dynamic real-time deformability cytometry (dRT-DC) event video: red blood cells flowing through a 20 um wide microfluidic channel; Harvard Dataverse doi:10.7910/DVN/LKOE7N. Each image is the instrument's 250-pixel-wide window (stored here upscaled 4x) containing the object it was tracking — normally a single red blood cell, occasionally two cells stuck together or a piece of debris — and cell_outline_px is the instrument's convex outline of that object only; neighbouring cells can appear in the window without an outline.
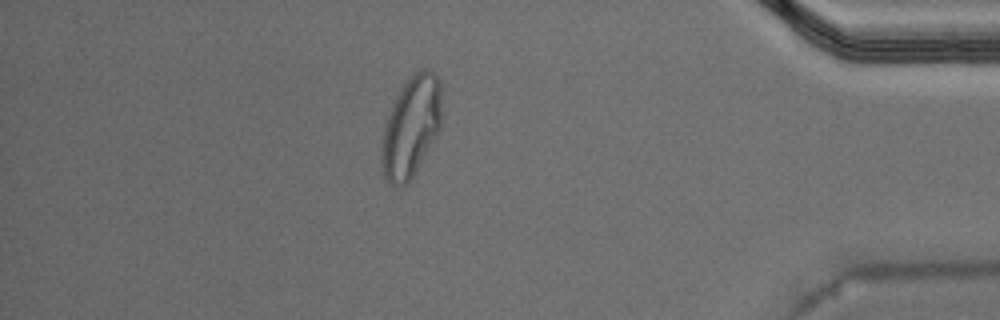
{"species": "Egyptian fruit bat (a non-hibernating species)", "species_latin": "Rousettus aegyptiacus", "temperature_condition": "warm", "stored_images_in_passage": 47, "camera_frame_rate_fps": 3000, "um_per_image_px": 0.085, "animal": {"sex": "male"}, "frame": {"image": 1, "passage_image": 40, "time_ms": 13.0, "image_size_px": [1000, 320], "cell_outline_px": [[440, 128], [408, 184], [400, 188], [392, 184], [384, 176], [380, 160], [384, 128], [388, 116], [400, 88], [412, 72], [424, 68], [428, 68], [440, 80]], "centroid_in_image_um": [34.93, 10.77], "position_along_channel_um": 400.3, "area_um2": 34.91}, "authors_computed_cell_mechanics": {"area_um2": 24.3338, "velocity_mm_per_s": 3.9607, "shape_relaxation_time_tau1_ms": null, "shape_relaxation_time_tau2_ms": 1.1654, "deformation_change_tau1": null, "deformation_change_tau2": 0.0672}}